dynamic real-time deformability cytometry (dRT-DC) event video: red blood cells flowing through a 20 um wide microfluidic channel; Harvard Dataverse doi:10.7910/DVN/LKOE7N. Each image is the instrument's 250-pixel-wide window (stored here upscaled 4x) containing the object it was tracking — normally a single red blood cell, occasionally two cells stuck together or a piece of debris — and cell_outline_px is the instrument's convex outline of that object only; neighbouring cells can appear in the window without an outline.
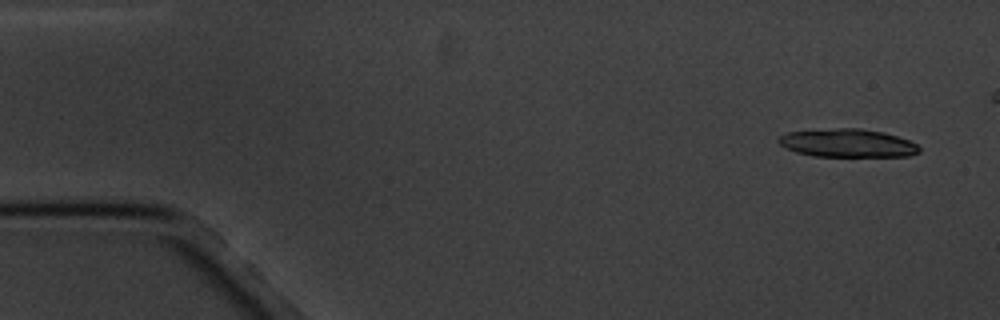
{"species": "common noctule bat (a hibernating species)", "species_latin": "Nyctalus noctula", "temperature_condition": "cold", "stored_images_in_passage": 6, "camera_frame_rate_fps": 3000, "um_per_image_px": 0.085, "animal": {"sex": "male", "body_mass_g": 20.1, "forearm_length_mm": 53.5}, "frame": {"image": 1, "passage_image": 1, "time_ms": 0.0, "image_size_px": [1000, 320], "cell_outline_px": [[920, 152], [908, 156], [816, 156], [796, 152], [780, 144], [776, 140], [780, 136], [788, 132], [836, 128], [860, 128], [884, 132], [908, 140], [916, 144], [920, 148]], "centroid_in_image_um": [72.05, 12.16], "position_along_channel_um": 12.9, "area_um2": 22.95}}